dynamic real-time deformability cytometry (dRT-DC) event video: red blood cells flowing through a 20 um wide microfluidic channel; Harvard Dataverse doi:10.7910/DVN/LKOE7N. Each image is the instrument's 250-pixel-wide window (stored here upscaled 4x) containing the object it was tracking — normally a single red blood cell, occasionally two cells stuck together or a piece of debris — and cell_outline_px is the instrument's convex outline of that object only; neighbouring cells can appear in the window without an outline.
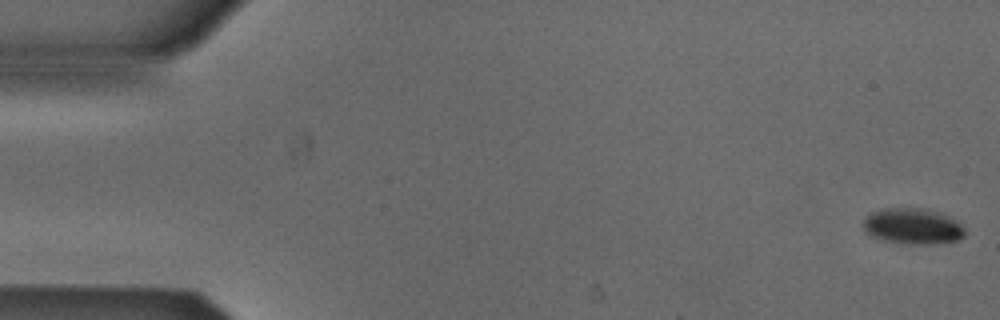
{"species": "Egyptian fruit bat (a non-hibernating species)", "species_latin": "Rousettus aegyptiacus", "temperature_condition": "cold", "stored_images_in_passage": 1, "camera_frame_rate_fps": 3000, "um_per_image_px": 0.085, "animal": {"sex": "male"}, "frame": {"image": 1, "passage_image": 1, "time_ms": 0.0, "image_size_px": [1000, 320], "cell_outline_px": [[964, 236], [956, 240], [936, 244], [908, 244], [884, 240], [868, 236], [864, 232], [864, 220], [872, 212], [884, 208], [920, 208], [936, 212], [948, 216], [956, 220], [964, 228]], "centroid_in_image_um": [77.56, 19.24], "position_along_channel_um": 7.4, "area_um2": 21.15}}